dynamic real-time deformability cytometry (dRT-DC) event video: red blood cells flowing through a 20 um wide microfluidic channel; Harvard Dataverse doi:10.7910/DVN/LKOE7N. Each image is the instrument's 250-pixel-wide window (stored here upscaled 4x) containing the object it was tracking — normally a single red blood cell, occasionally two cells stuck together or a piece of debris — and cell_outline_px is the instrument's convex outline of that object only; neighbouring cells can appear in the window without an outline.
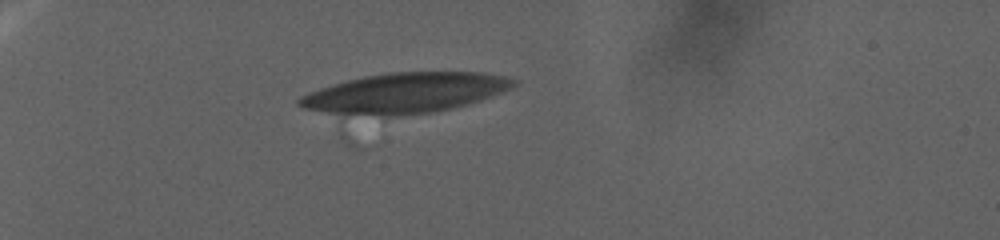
{"species": "human", "species_latin": "Homo sapiens", "temperature_condition": "warm", "stored_images_in_passage": 23, "camera_frame_rate_fps": 3000, "um_per_image_px": 0.085, "donor": {"sex": "female"}, "frame": {"image": 1, "passage_image": 1, "time_ms": 0.0, "image_size_px": [1000, 240], "cell_outline_px": [[516, 84], [508, 88], [488, 96], [464, 104], [448, 108], [428, 112], [388, 116], [340, 116], [308, 108], [296, 104], [296, 100], [312, 92], [348, 80], [364, 76], [392, 72], [472, 72], [500, 76], [516, 80]], "centroid_in_image_um": [34.32, 7.92], "position_along_channel_um": 50.7, "area_um2": 48.96}}
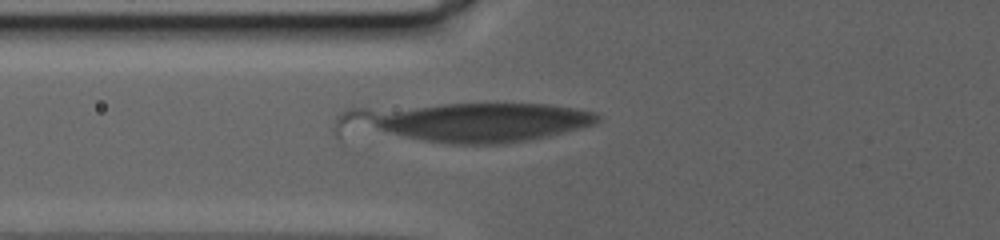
{"frame": {"image": 2, "passage_image": 17, "time_ms": 5.333, "image_size_px": [1000, 240], "cell_outline_px": [[600, 116], [592, 124], [528, 140], [504, 144], [444, 144], [336, 136], [336, 120], [344, 112], [352, 108], [444, 104], [544, 104], [592, 112]], "centroid_in_image_um": [39.19, 10.44], "position_along_channel_um": 86.6, "area_um2": 61.56}}